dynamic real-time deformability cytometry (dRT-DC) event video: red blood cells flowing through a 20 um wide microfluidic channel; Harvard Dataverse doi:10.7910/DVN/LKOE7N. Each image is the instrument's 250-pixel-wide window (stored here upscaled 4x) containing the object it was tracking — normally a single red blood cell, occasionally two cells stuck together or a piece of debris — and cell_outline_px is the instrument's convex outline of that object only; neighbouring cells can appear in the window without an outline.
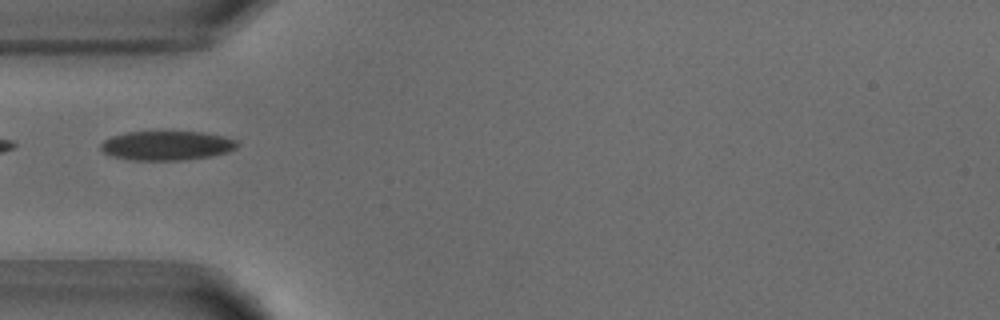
{"species": "common noctule bat (a hibernating species)", "species_latin": "Nyctalus noctula", "temperature_condition": "warm", "stored_images_in_passage": 20, "camera_frame_rate_fps": 3000, "um_per_image_px": 0.085, "animal": {"sex": "male", "body_mass_g": 18.8}, "frame": {"image": 1, "passage_image": 1, "time_ms": 0.0, "image_size_px": [1000, 320], "cell_outline_px": [[240, 144], [236, 148], [228, 152], [208, 156], [180, 160], [132, 160], [112, 156], [104, 152], [100, 148], [100, 144], [104, 140], [112, 136], [128, 132], [200, 132], [224, 136], [236, 140]], "centroid_in_image_um": [14.17, 12.37], "position_along_channel_um": 70.8, "area_um2": 23.12}}